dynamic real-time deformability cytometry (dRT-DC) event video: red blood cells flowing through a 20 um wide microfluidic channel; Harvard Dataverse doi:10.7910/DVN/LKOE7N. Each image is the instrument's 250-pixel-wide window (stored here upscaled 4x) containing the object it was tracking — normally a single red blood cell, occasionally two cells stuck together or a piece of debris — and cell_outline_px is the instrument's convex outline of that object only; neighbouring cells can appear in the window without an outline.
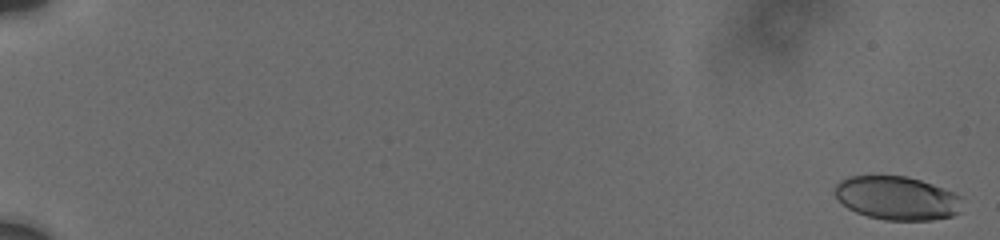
{"species": "human", "species_latin": "Homo sapiens", "temperature_condition": "cold", "stored_images_in_passage": 25, "camera_frame_rate_fps": 3000, "um_per_image_px": 0.085, "donor": {"sex": "male"}, "frame": {"image": 1, "passage_image": 2, "time_ms": 0.333, "image_size_px": [1000, 240], "cell_outline_px": [[964, 196], [960, 212], [952, 216], [932, 220], [884, 220], [868, 216], [856, 212], [848, 208], [836, 196], [836, 184], [840, 180], [848, 176], [908, 176], [956, 192]], "centroid_in_image_um": [76.31, 16.84], "position_along_channel_um": 8.7, "area_um2": 32.6}}